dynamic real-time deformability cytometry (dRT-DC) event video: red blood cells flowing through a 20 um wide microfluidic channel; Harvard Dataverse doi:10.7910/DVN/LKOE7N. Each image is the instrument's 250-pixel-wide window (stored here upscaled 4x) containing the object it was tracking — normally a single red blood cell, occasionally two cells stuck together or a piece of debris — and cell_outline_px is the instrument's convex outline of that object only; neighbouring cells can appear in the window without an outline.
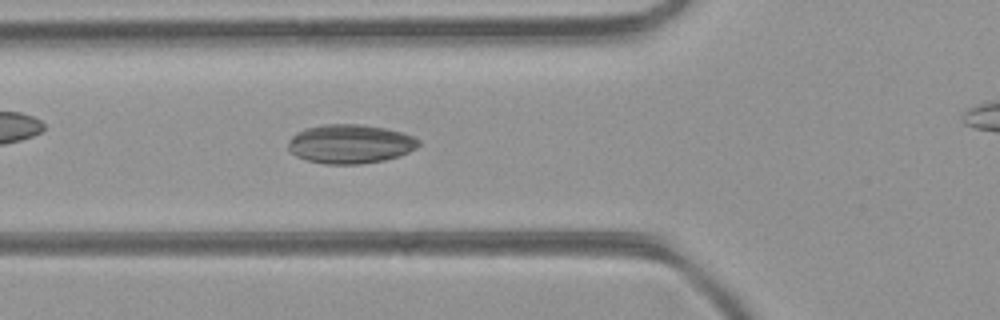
{"species": "common noctule bat (a hibernating species)", "species_latin": "Nyctalus noctula", "temperature_condition": "room temperature", "stored_images_in_passage": 32, "camera_frame_rate_fps": 3000, "um_per_image_px": 0.085, "animal": {"sex": "female", "body_mass_g": 21.9}, "frame": {"image": 1, "passage_image": 9, "time_ms": 2.667, "image_size_px": [1000, 320], "cell_outline_px": [[420, 144], [416, 148], [408, 152], [384, 160], [360, 164], [324, 164], [308, 160], [296, 156], [288, 152], [288, 140], [296, 132], [304, 128], [324, 124], [360, 124], [384, 128], [400, 132], [412, 136], [420, 140]], "centroid_in_image_um": [29.71, 12.23], "position_along_channel_um": 96.1, "area_um2": 29.71}}
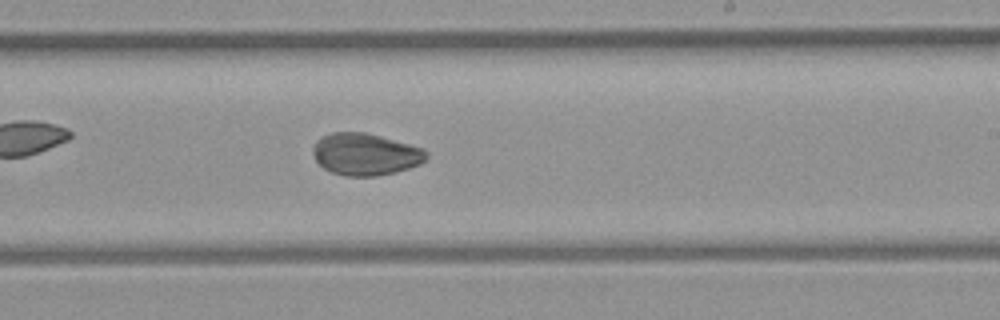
{"frame": {"image": 2, "passage_image": 20, "time_ms": 6.333, "image_size_px": [1000, 320], "cell_outline_px": [[428, 156], [420, 164], [408, 168], [376, 176], [344, 176], [332, 172], [324, 168], [316, 160], [312, 152], [312, 148], [316, 140], [320, 136], [332, 132], [368, 132], [424, 148], [428, 152]], "centroid_in_image_um": [31.05, 13.09], "position_along_channel_um": 258.0, "area_um2": 27.92}}
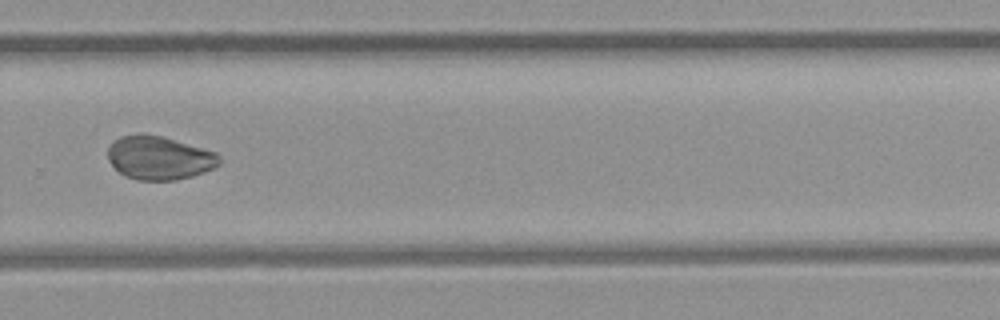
{"frame": {"image": 3, "passage_image": 24, "time_ms": 7.667, "image_size_px": [1000, 320], "cell_outline_px": [[220, 164], [204, 172], [192, 176], [176, 180], [136, 180], [124, 176], [108, 160], [108, 148], [120, 136], [140, 132], [144, 132], [160, 136], [216, 152], [220, 156]], "centroid_in_image_um": [13.52, 13.41], "position_along_channel_um": 316.3, "area_um2": 28.26}, "authors_computed_cell_mechanics": {"area_um2": 28.8133, "velocity_mm_per_s": 4.4035, "shape_relaxation_time_tau1_ms": null, "shape_relaxation_time_tau2_ms": 0.9991, "deformation_change_tau1": null, "deformation_change_tau2": 0.0379}}